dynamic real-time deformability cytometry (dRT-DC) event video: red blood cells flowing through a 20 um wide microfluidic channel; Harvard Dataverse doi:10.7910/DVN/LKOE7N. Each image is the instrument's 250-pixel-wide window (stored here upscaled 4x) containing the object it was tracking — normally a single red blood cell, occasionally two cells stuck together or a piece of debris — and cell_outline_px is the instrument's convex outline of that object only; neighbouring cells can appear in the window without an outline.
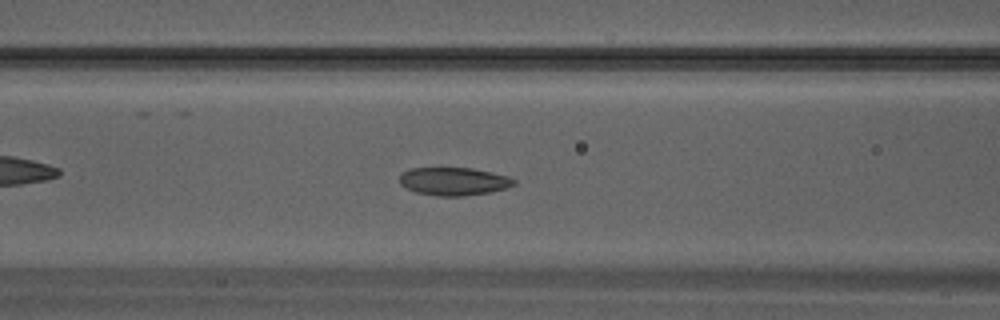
{"species": "Egyptian fruit bat (a non-hibernating species)", "species_latin": "Rousettus aegyptiacus", "temperature_condition": "warm", "stored_images_in_passage": 34, "camera_frame_rate_fps": 3000, "um_per_image_px": 0.085, "animal": {"sex": "male"}, "frame": {"image": 1, "passage_image": 15, "time_ms": 4.667, "image_size_px": [1000, 320], "cell_outline_px": [[516, 184], [508, 188], [492, 192], [464, 196], [440, 196], [416, 192], [400, 184], [400, 176], [408, 168], [440, 164], [472, 168], [492, 172], [508, 176], [516, 180]], "centroid_in_image_um": [38.56, 15.36], "position_along_channel_um": 128.0, "area_um2": 19.65}}
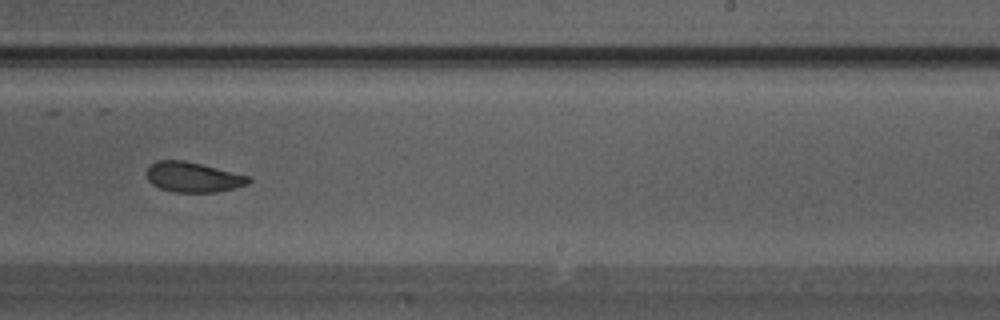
{"frame": {"image": 2, "passage_image": 22, "time_ms": 7.0, "image_size_px": [1000, 320], "cell_outline_px": [[252, 180], [248, 184], [216, 192], [172, 192], [160, 188], [152, 184], [148, 180], [148, 168], [156, 160], [184, 160], [248, 176]], "centroid_in_image_um": [16.39, 15.06], "position_along_channel_um": 272.6, "area_um2": 17.57}}
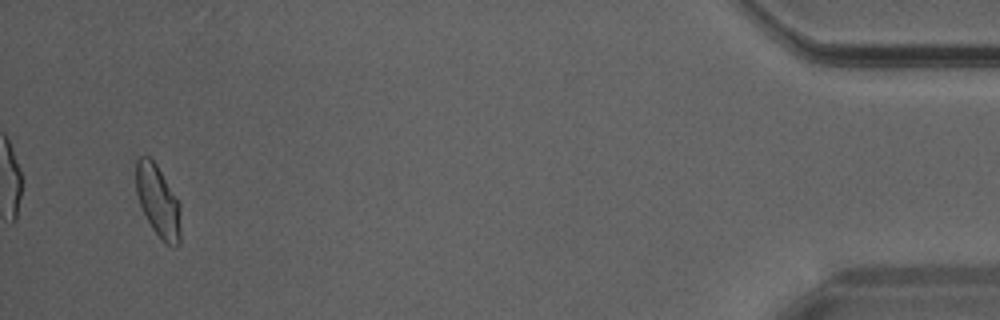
{"frame": {"image": 3, "passage_image": 33, "time_ms": 10.667, "image_size_px": [1000, 320], "cell_outline_px": [[180, 244], [176, 248], [160, 240], [152, 228], [140, 204], [136, 192], [136, 160], [140, 156], [148, 156], [156, 164], [180, 204]], "centroid_in_image_um": [13.44, 17.13], "position_along_channel_um": 421.8, "area_um2": 18.55}}